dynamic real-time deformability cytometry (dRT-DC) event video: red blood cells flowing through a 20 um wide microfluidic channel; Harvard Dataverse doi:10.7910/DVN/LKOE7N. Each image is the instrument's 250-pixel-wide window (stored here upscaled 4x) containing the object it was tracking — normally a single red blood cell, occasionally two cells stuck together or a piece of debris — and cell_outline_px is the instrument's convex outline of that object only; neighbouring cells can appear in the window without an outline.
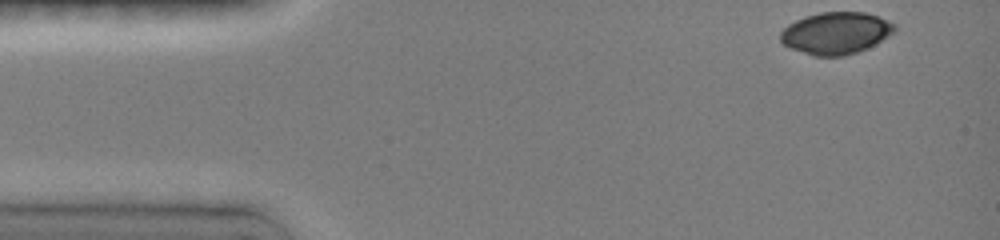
{"species": "common noctule bat (a hibernating species)", "species_latin": "Nyctalus noctula", "temperature_condition": "room temperature", "stored_images_in_passage": 55, "camera_frame_rate_fps": 3000, "um_per_image_px": 0.085, "animal": {"sex": "female", "body_mass_g": 19.0, "forearm_length_mm": 51.5}, "frame": {"image": 1, "passage_image": 1, "time_ms": 0.0, "image_size_px": [1000, 240], "cell_outline_px": [[896, 32], [876, 44], [868, 48], [844, 56], [812, 56], [792, 48], [784, 44], [780, 40], [780, 32], [788, 24], [796, 20], [820, 12], [864, 12], [876, 16], [896, 24]], "centroid_in_image_um": [71.07, 2.82], "position_along_channel_um": 13.9, "area_um2": 27.92}}
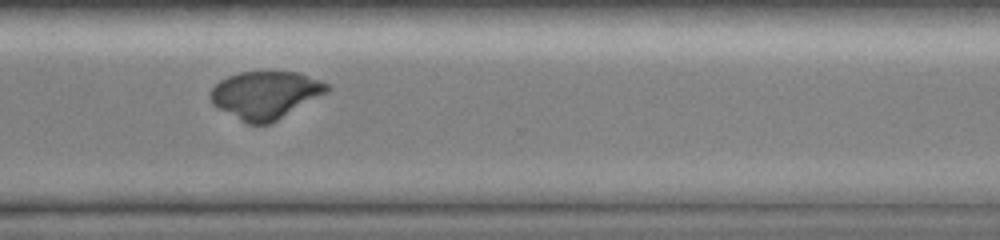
{"frame": {"image": 2, "passage_image": 46, "time_ms": 10.667, "image_size_px": [1000, 240], "cell_outline_px": [[332, 88], [328, 92], [272, 124], [248, 124], [240, 120], [212, 104], [208, 96], [212, 88], [220, 80], [228, 76], [240, 72], [300, 72], [320, 80], [328, 84]], "centroid_in_image_um": [22.58, 8.07], "position_along_channel_um": 348.0, "area_um2": 32.54}}
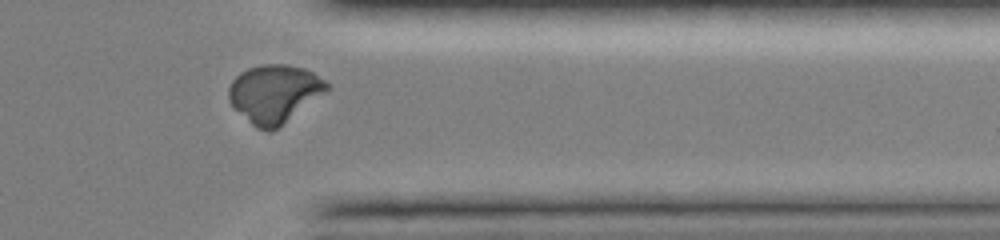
{"frame": {"image": 3, "passage_image": 50, "time_ms": 11.667, "image_size_px": [1000, 240], "cell_outline_px": [[332, 88], [272, 132], [268, 132], [256, 128], [228, 100], [228, 88], [232, 80], [240, 72], [248, 68], [264, 64], [284, 64], [304, 68], [312, 72], [332, 84]], "centroid_in_image_um": [23.35, 7.95], "position_along_channel_um": 388.0, "area_um2": 33.23}}